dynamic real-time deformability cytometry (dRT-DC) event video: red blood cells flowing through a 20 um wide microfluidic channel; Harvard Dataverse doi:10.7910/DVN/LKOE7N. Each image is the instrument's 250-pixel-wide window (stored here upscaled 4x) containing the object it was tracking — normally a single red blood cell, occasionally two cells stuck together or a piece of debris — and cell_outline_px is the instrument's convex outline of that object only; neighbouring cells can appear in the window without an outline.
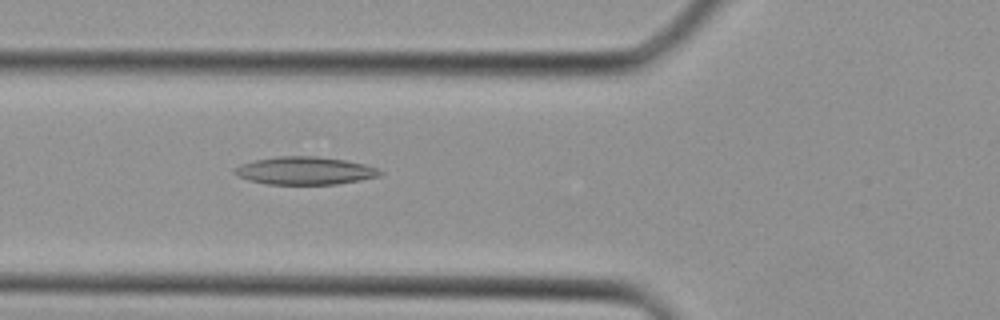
{"species": "Egyptian fruit bat (a non-hibernating species)", "species_latin": "Rousettus aegyptiacus", "temperature_condition": "cold", "stored_images_in_passage": 39, "camera_frame_rate_fps": 3000, "um_per_image_px": 0.085, "animal": {"sex": "female"}, "frame": {"image": 1, "passage_image": 13, "time_ms": 4.0, "image_size_px": [1000, 320], "cell_outline_px": [[384, 172], [380, 176], [360, 180], [336, 184], [268, 184], [248, 180], [232, 172], [232, 168], [240, 164], [256, 160], [276, 156], [316, 156], [344, 160], [364, 164], [376, 168]], "centroid_in_image_um": [25.89, 14.51], "position_along_channel_um": 99.9, "area_um2": 23.52}}
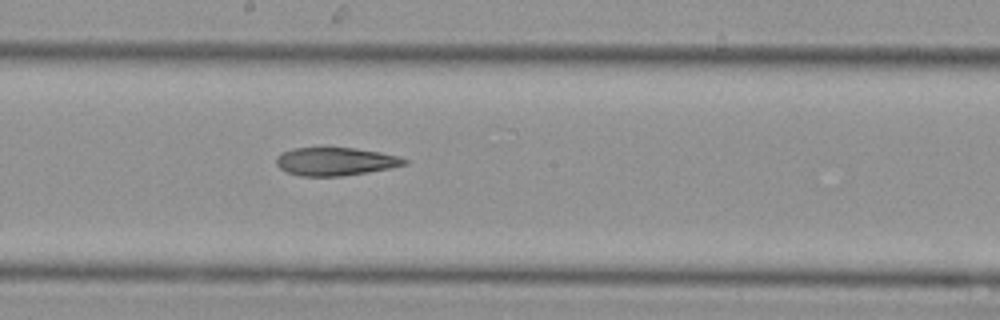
{"frame": {"image": 2, "passage_image": 20, "time_ms": 6.333, "image_size_px": [1000, 320], "cell_outline_px": [[408, 164], [392, 168], [368, 172], [340, 176], [300, 176], [288, 172], [280, 168], [276, 164], [276, 156], [284, 152], [296, 148], [356, 148], [380, 152], [396, 156], [408, 160]], "centroid_in_image_um": [28.53, 13.73], "position_along_channel_um": 219.7, "area_um2": 20.87}}
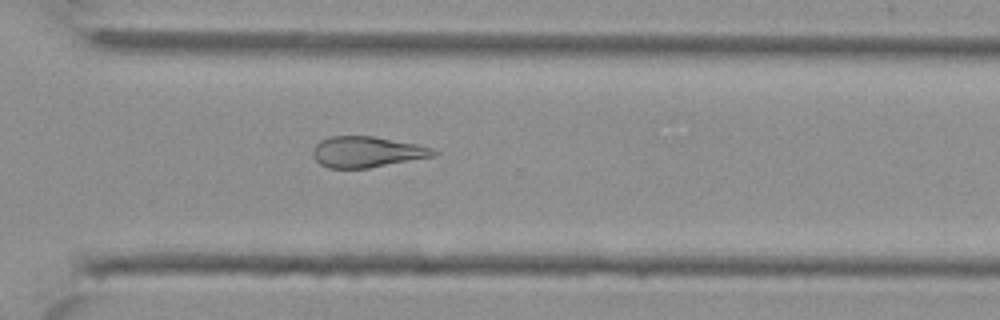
{"frame": {"image": 3, "passage_image": 27, "time_ms": 8.667, "image_size_px": [1000, 320], "cell_outline_px": [[440, 152], [436, 156], [368, 168], [328, 168], [320, 164], [316, 160], [312, 152], [316, 144], [320, 140], [332, 136], [372, 136], [416, 144], [432, 148]], "centroid_in_image_um": [31.2, 12.91], "position_along_channel_um": 339.4, "area_um2": 21.68}}